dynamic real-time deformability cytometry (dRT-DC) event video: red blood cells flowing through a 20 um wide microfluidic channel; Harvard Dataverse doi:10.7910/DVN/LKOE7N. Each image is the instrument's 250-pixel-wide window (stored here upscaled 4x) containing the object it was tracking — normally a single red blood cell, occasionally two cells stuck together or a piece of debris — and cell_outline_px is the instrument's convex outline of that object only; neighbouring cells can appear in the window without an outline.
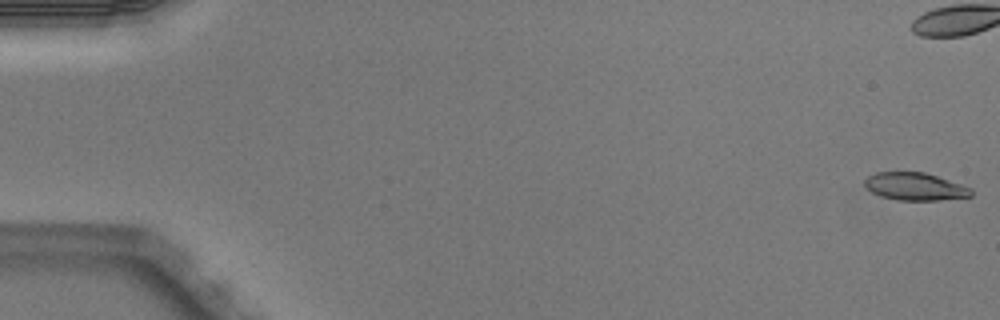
{"species": "Egyptian fruit bat (a non-hibernating species)", "species_latin": "Rousettus aegyptiacus", "temperature_condition": "warm", "stored_images_in_passage": 7, "camera_frame_rate_fps": 3000, "um_per_image_px": 0.085, "animal": {"sex": "male"}, "frame": {"image": 1, "passage_image": 1, "time_ms": 0.0, "image_size_px": [1000, 320], "cell_outline_px": [[972, 196], [940, 200], [896, 200], [880, 196], [872, 192], [864, 184], [864, 180], [868, 176], [876, 172], [924, 172], [972, 188]], "centroid_in_image_um": [77.76, 15.86], "position_along_channel_um": 7.2, "area_um2": 17.05}}